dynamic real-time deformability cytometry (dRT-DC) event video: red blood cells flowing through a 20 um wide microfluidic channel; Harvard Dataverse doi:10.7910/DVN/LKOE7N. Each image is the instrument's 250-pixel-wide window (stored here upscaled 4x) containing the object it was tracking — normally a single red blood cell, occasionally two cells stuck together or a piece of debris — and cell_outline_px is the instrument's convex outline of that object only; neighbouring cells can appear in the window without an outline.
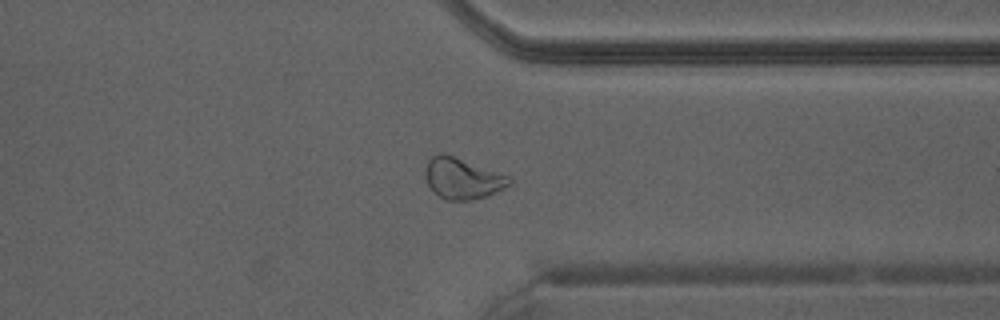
{"species": "Egyptian fruit bat (a non-hibernating species)", "species_latin": "Rousettus aegyptiacus", "temperature_condition": "warm", "stored_images_in_passage": 37, "camera_frame_rate_fps": 3000, "um_per_image_px": 0.085, "animal": {"sex": "male"}, "frame": {"image": 1, "passage_image": 31, "time_ms": 10.0, "image_size_px": [1000, 320], "cell_outline_px": [[512, 184], [488, 196], [472, 200], [448, 200], [440, 196], [428, 184], [424, 176], [424, 172], [428, 160], [432, 156], [440, 152], [444, 152], [512, 176]], "centroid_in_image_um": [39.35, 15.14], "position_along_channel_um": 372.1, "area_um2": 20.4}}